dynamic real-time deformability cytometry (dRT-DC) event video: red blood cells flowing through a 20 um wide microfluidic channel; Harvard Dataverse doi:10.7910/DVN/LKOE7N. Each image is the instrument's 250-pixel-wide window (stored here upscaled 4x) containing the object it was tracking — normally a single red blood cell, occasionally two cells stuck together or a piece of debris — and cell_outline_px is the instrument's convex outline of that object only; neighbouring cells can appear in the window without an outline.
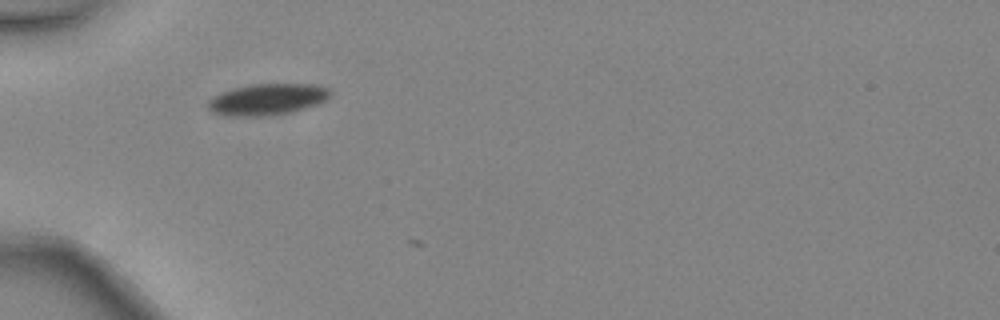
{"species": "common noctule bat (a hibernating species)", "species_latin": "Nyctalus noctula", "temperature_condition": "warm", "stored_images_in_passage": 4, "camera_frame_rate_fps": 3000, "um_per_image_px": 0.085, "animal": {"sex": "female", "body_mass_g": 24.6, "forearm_length_mm": 56.2}, "frame": {"image": 1, "passage_image": 3, "time_ms": 0.667, "image_size_px": [1000, 320], "cell_outline_px": [[332, 92], [324, 100], [316, 104], [304, 108], [288, 112], [268, 116], [228, 116], [212, 112], [204, 104], [208, 100], [224, 92], [236, 88], [256, 84], [316, 84], [328, 88]], "centroid_in_image_um": [22.7, 8.45], "position_along_channel_um": 62.3, "area_um2": 22.02}}